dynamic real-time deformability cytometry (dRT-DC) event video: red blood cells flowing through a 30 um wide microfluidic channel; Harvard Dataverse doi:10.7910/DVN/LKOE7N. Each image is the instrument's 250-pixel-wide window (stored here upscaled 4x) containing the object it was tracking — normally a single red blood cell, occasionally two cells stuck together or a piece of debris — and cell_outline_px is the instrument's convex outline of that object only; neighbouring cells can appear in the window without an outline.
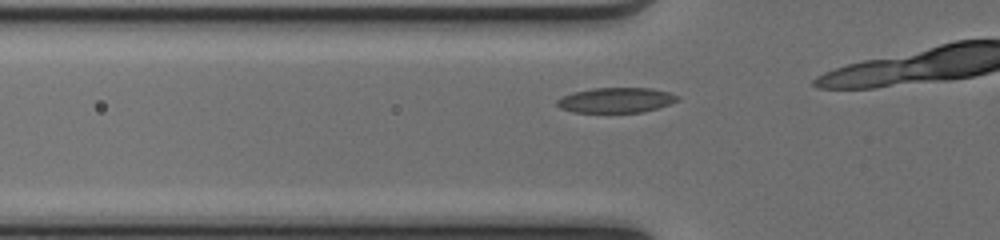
{"species": "common noctule bat (a hibernating species)", "species_latin": "Nyctalus noctula", "temperature_condition": "cold", "stored_images_in_passage": 8, "camera_frame_rate_fps": 3000, "um_per_image_px": 0.085, "animal": {"sex": "female", "body_mass_g": 17.0, "forearm_length_mm": 48.0}, "frame": {"image": 1, "passage_image": 4, "time_ms": 1.0, "image_size_px": [1000, 240], "cell_outline_px": [[680, 100], [656, 108], [640, 112], [572, 112], [560, 108], [556, 104], [556, 100], [572, 92], [592, 88], [652, 88], [668, 92], [680, 96]], "centroid_in_image_um": [52.35, 8.5], "position_along_channel_um": 73.4, "area_um2": 17.57}}
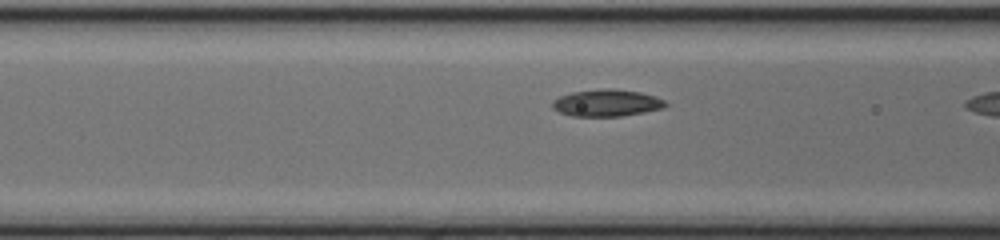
{"frame": {"image": 2, "passage_image": 7, "time_ms": 2.0, "image_size_px": [1000, 240], "cell_outline_px": [[668, 104], [664, 108], [644, 112], [620, 116], [572, 116], [560, 112], [552, 108], [552, 100], [560, 96], [572, 92], [604, 88], [612, 88], [640, 92], [656, 96], [664, 100]], "centroid_in_image_um": [51.58, 8.74], "position_along_channel_um": 115.0, "area_um2": 17.8}}